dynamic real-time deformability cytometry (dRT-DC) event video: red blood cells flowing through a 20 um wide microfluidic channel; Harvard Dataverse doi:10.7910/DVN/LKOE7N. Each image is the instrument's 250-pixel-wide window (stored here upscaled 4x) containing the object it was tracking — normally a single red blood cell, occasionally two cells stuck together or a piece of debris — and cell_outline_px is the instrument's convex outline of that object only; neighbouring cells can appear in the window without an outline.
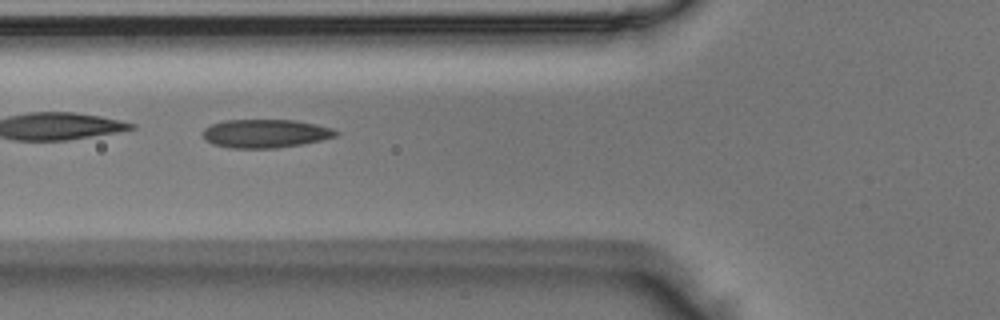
{"species": "Egyptian fruit bat (a non-hibernating species)", "species_latin": "Rousettus aegyptiacus", "temperature_condition": "room temperature", "stored_images_in_passage": 36, "camera_frame_rate_fps": 3000, "um_per_image_px": 0.085, "animal": {"sex": "male"}, "frame": {"image": 1, "passage_image": 6, "time_ms": 1.667, "image_size_px": [1000, 320], "cell_outline_px": [[340, 132], [336, 136], [324, 140], [276, 148], [228, 148], [212, 144], [204, 140], [200, 132], [204, 128], [212, 124], [224, 120], [296, 120], [316, 124], [332, 128]], "centroid_in_image_um": [22.52, 11.35], "position_along_channel_um": 103.3, "area_um2": 22.37}}